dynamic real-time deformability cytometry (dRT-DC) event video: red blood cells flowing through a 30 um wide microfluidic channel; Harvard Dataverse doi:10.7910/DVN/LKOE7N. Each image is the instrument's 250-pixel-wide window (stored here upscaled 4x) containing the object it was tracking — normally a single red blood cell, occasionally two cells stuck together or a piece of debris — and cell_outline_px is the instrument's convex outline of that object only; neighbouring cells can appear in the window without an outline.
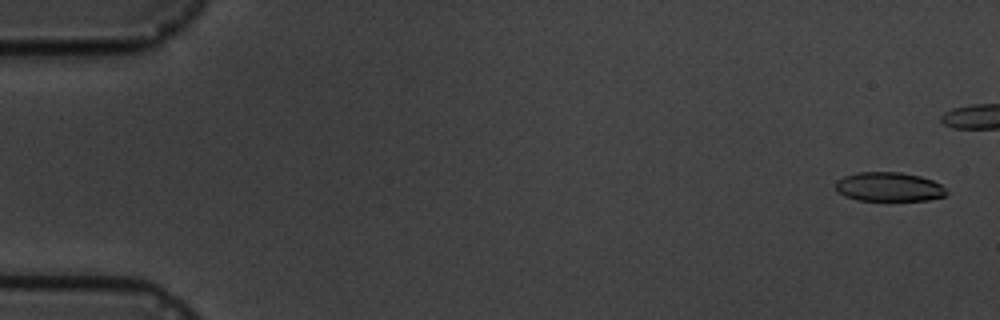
{"species": "common noctule bat (a hibernating species)", "species_latin": "Nyctalus noctula", "temperature_condition": "cold", "stored_images_in_passage": 4, "camera_frame_rate_fps": 3000, "um_per_image_px": 0.085, "animal": {"sex": "male", "body_mass_g": 19.5, "forearm_length_mm": 54.6}, "frame": {"image": 1, "passage_image": 1, "time_ms": 0.0, "image_size_px": [1000, 320], "cell_outline_px": [[948, 192], [944, 196], [928, 200], [856, 200], [844, 196], [836, 188], [836, 180], [844, 176], [856, 172], [900, 172], [920, 176], [932, 180], [940, 184]], "centroid_in_image_um": [75.55, 15.88], "position_along_channel_um": 9.5, "area_um2": 18.79}}